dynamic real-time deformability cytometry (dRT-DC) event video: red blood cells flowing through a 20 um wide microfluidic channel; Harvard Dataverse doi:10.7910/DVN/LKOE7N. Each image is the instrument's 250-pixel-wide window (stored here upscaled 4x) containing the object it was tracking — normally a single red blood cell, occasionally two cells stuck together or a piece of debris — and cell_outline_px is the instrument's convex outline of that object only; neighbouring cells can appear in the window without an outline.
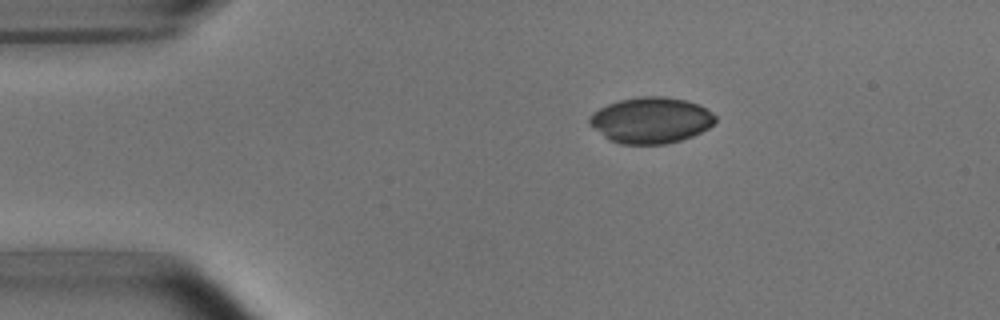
{"species": "common noctule bat (a hibernating species)", "species_latin": "Nyctalus noctula", "temperature_condition": "room temperature", "stored_images_in_passage": 5, "camera_frame_rate_fps": 3000, "um_per_image_px": 0.085, "animal": {"sex": "male", "body_mass_g": 15.6}, "frame": {"image": 1, "passage_image": 1, "time_ms": 0.0, "image_size_px": [1000, 320], "cell_outline_px": [[716, 120], [708, 128], [692, 136], [680, 140], [664, 144], [620, 144], [608, 140], [588, 124], [588, 116], [592, 112], [608, 104], [620, 100], [636, 96], [664, 96], [688, 100], [700, 104], [712, 112], [716, 116]], "centroid_in_image_um": [55.31, 10.21], "position_along_channel_um": 29.7, "area_um2": 34.1}}